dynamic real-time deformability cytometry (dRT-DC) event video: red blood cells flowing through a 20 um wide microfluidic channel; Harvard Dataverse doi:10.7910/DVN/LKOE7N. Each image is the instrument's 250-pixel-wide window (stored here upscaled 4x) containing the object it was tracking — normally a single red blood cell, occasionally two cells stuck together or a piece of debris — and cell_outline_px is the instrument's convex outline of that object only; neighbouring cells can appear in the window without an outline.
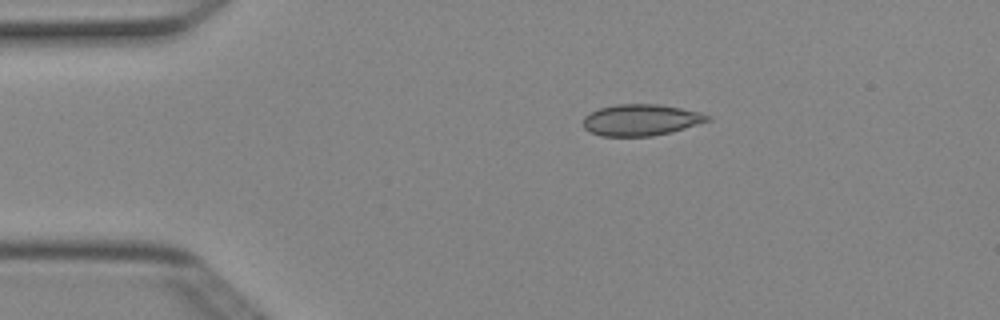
{"species": "Egyptian fruit bat (a non-hibernating species)", "species_latin": "Rousettus aegyptiacus", "temperature_condition": "cold", "stored_images_in_passage": 4, "camera_frame_rate_fps": 3000, "um_per_image_px": 0.085, "animal": {"sex": "female"}, "frame": {"image": 1, "passage_image": 3, "time_ms": 0.667, "image_size_px": [1000, 320], "cell_outline_px": [[712, 120], [672, 132], [652, 136], [600, 136], [584, 128], [584, 116], [600, 108], [616, 104], [656, 104], [680, 108], [700, 112], [712, 116]], "centroid_in_image_um": [54.52, 10.2], "position_along_channel_um": 30.5, "area_um2": 22.72}}